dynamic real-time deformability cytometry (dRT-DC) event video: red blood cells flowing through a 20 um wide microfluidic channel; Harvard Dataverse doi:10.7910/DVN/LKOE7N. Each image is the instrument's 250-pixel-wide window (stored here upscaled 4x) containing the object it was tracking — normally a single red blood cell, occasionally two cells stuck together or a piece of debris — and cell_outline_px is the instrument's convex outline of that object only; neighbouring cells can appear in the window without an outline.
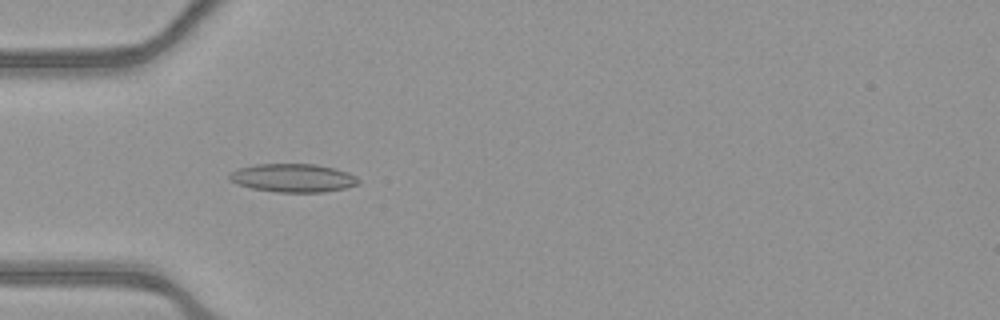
{"species": "common noctule bat (a hibernating species)", "species_latin": "Nyctalus noctula", "temperature_condition": "warm", "stored_images_in_passage": 49, "camera_frame_rate_fps": 3000, "um_per_image_px": 0.085, "animal": {"sex": "female", "body_mass_g": 21.9}, "frame": {"image": 1, "passage_image": 13, "time_ms": 4.0, "image_size_px": [1000, 320], "cell_outline_px": [[360, 184], [348, 188], [324, 192], [276, 192], [252, 188], [240, 184], [232, 180], [228, 176], [232, 172], [240, 168], [256, 164], [312, 164], [336, 168], [348, 172], [356, 176], [360, 180]], "centroid_in_image_um": [25.0, 15.13], "position_along_channel_um": 60.0, "area_um2": 21.27}}
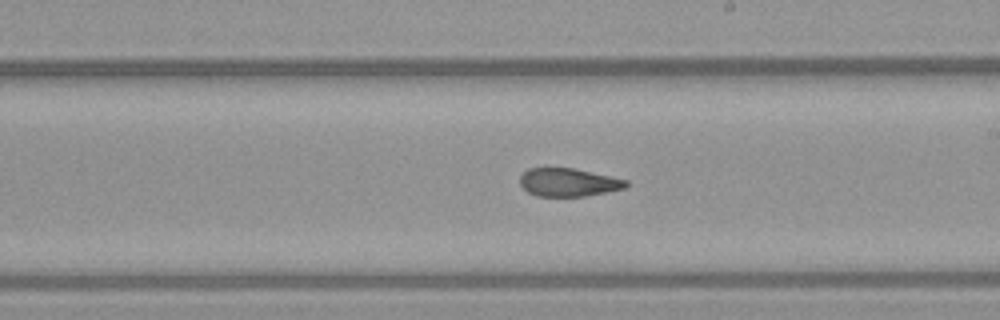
{"frame": {"image": 2, "passage_image": 27, "time_ms": 8.667, "image_size_px": [1000, 320], "cell_outline_px": [[628, 184], [624, 188], [584, 196], [536, 196], [528, 192], [520, 184], [520, 176], [528, 168], [572, 168], [628, 180]], "centroid_in_image_um": [48.28, 15.5], "position_along_channel_um": 240.7, "area_um2": 17.17}}
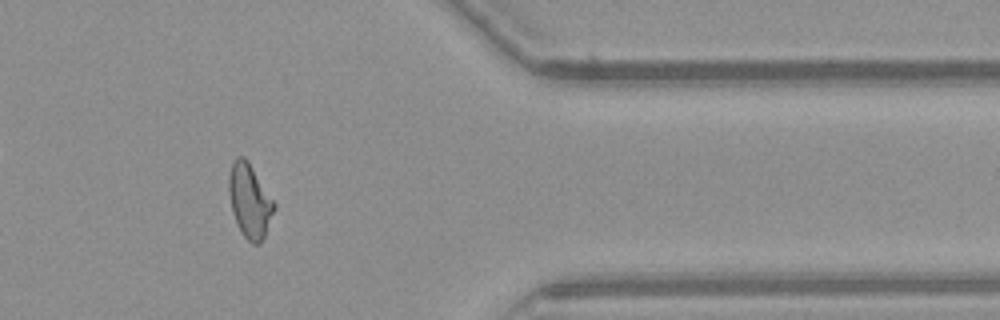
{"frame": {"image": 3, "passage_image": 40, "time_ms": 13.0, "image_size_px": [1000, 320], "cell_outline_px": [[276, 208], [264, 236], [260, 244], [252, 244], [244, 236], [236, 224], [232, 212], [228, 192], [228, 176], [232, 164], [236, 156], [244, 156], [248, 160], [276, 204]], "centroid_in_image_um": [21.21, 17.06], "position_along_channel_um": 390.2, "area_um2": 19.65}, "authors_computed_cell_mechanics": {"area_um2": 19.074, "velocity_mm_per_s": 3.912, "shape_relaxation_time_tau1_ms": 7.5895, "shape_relaxation_time_tau2_ms": 1.7741, "deformation_change_tau1": 0.2226, "deformation_change_tau2": 0.0967}}